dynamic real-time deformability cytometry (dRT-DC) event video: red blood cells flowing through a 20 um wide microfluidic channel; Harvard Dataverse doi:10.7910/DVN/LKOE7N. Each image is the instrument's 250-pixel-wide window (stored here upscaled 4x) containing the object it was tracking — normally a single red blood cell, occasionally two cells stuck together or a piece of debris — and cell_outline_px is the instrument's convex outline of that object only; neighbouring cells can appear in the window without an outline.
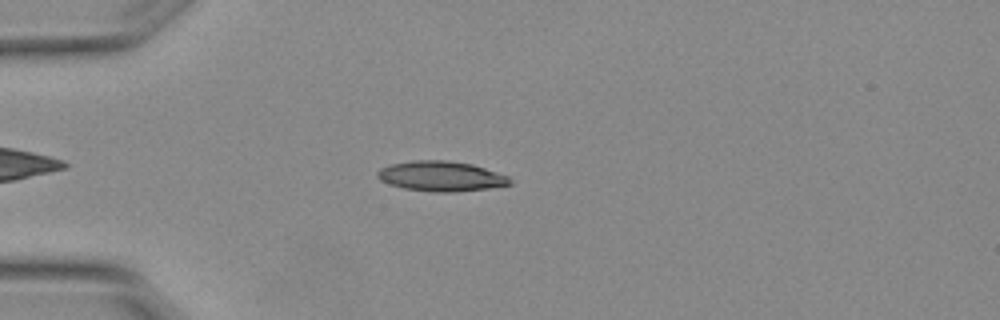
{"species": "Egyptian fruit bat (a non-hibernating species)", "species_latin": "Rousettus aegyptiacus", "temperature_condition": "warm", "stored_images_in_passage": 6, "camera_frame_rate_fps": 3000, "um_per_image_px": 0.085, "animal": {"sex": "female"}, "frame": {"image": 1, "passage_image": 5, "time_ms": 1.333, "image_size_px": [1000, 320], "cell_outline_px": [[512, 184], [488, 188], [456, 192], [432, 192], [404, 188], [388, 184], [380, 180], [376, 176], [376, 172], [380, 168], [392, 164], [412, 160], [448, 160], [472, 164], [508, 176], [512, 180]], "centroid_in_image_um": [37.47, 14.98], "position_along_channel_um": 47.5, "area_um2": 23.29}}